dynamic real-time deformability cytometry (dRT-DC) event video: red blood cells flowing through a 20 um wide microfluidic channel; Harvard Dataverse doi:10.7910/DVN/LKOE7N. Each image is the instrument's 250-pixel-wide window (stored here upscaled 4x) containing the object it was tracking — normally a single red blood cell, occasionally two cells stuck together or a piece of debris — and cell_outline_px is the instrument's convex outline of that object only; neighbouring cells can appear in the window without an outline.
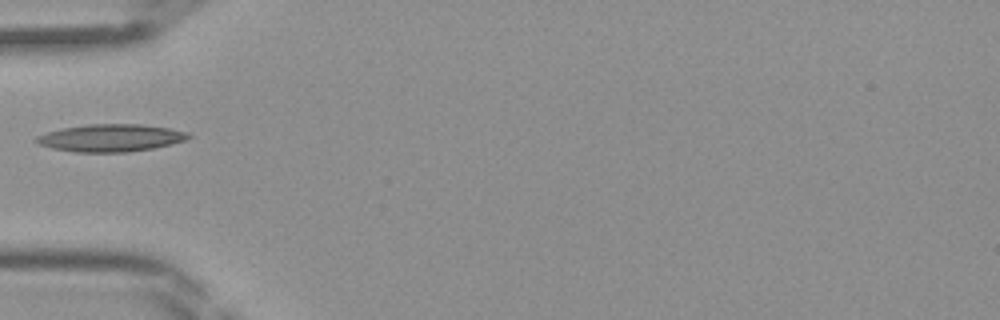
{"species": "Egyptian fruit bat (a non-hibernating species)", "species_latin": "Rousettus aegyptiacus", "temperature_condition": "room temperature", "stored_images_in_passage": 25, "camera_frame_rate_fps": 3000, "um_per_image_px": 0.085, "frame": {"image": 1, "passage_image": 1, "time_ms": 0.0, "image_size_px": [1000, 320], "cell_outline_px": [[192, 136], [184, 140], [152, 148], [128, 152], [72, 152], [52, 148], [40, 144], [32, 140], [36, 136], [48, 132], [64, 128], [88, 124], [140, 124], [168, 128], [188, 132]], "centroid_in_image_um": [9.38, 11.72], "position_along_channel_um": 75.6, "area_um2": 24.1}}
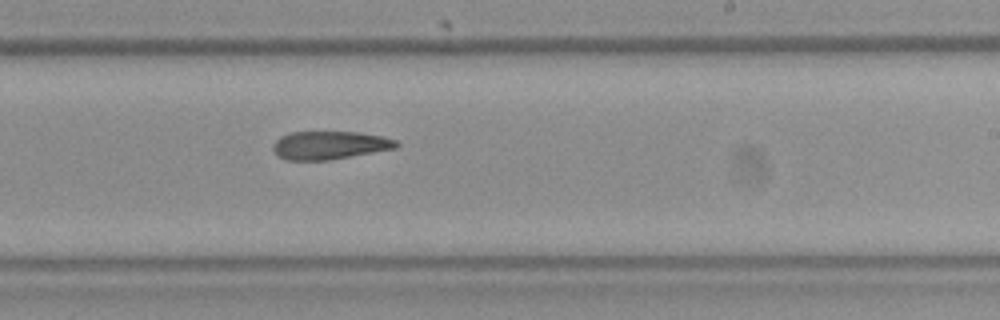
{"frame": {"image": 2, "passage_image": 13, "time_ms": 4.0, "image_size_px": [1000, 320], "cell_outline_px": [[400, 144], [396, 148], [328, 160], [288, 160], [276, 156], [272, 148], [272, 144], [280, 136], [292, 132], [356, 132], [384, 136], [396, 140]], "centroid_in_image_um": [27.99, 12.34], "position_along_channel_um": 261.0, "area_um2": 20.29}}
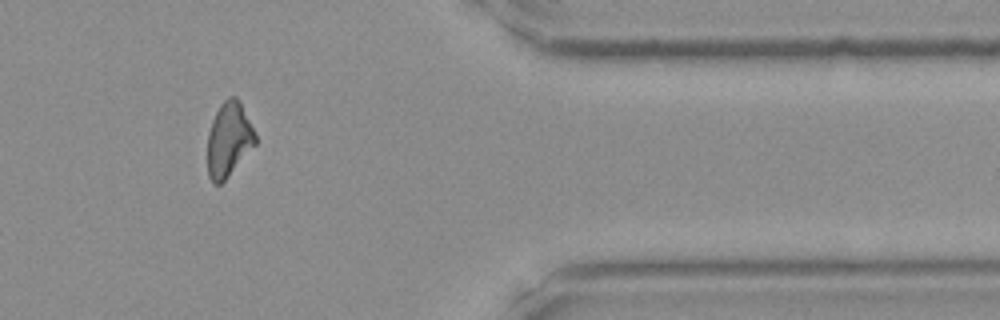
{"frame": {"image": 3, "passage_image": 23, "time_ms": 7.333, "image_size_px": [1000, 320], "cell_outline_px": [[256, 144], [224, 180], [220, 184], [212, 184], [208, 176], [208, 132], [212, 120], [220, 104], [228, 96], [236, 96], [240, 100], [256, 136]], "centroid_in_image_um": [19.43, 11.84], "position_along_channel_um": 392.0, "area_um2": 20.63}}